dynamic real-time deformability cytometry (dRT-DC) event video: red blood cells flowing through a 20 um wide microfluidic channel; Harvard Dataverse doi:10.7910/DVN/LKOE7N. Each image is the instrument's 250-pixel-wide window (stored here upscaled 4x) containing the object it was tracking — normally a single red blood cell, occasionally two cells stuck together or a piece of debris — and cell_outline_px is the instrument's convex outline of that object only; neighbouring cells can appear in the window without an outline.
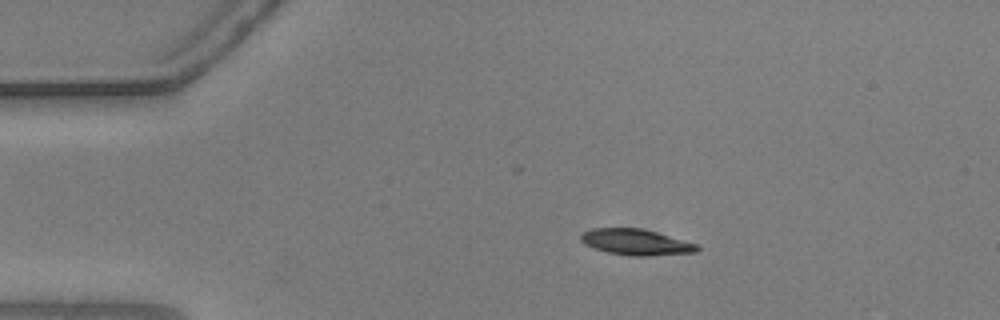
{"species": "common noctule bat (a hibernating species)", "species_latin": "Nyctalus noctula", "temperature_condition": "warm", "stored_images_in_passage": 56, "camera_frame_rate_fps": 3000, "um_per_image_px": 0.085, "animal": {"sex": "male", "body_mass_g": 20.5, "forearm_length_mm": 52.5}, "frame": {"image": 1, "passage_image": 11, "time_ms": 3.333, "image_size_px": [1000, 320], "cell_outline_px": [[700, 248], [696, 252], [648, 256], [632, 256], [608, 252], [584, 244], [580, 240], [580, 236], [584, 232], [592, 228], [640, 228], [656, 232], [700, 244]], "centroid_in_image_um": [54.09, 20.58], "position_along_channel_um": 30.9, "area_um2": 17.57}}
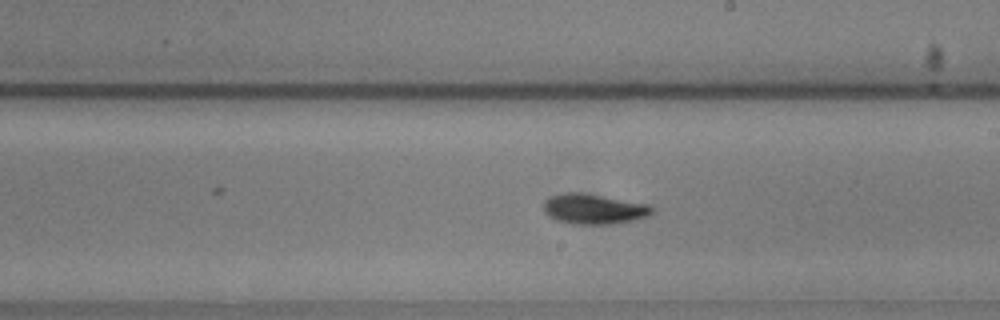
{"frame": {"image": 2, "passage_image": 32, "time_ms": 10.333, "image_size_px": [1000, 320], "cell_outline_px": [[652, 212], [644, 216], [632, 220], [612, 224], [572, 224], [556, 220], [548, 216], [544, 212], [544, 200], [552, 196], [564, 192], [580, 192], [648, 204], [652, 208]], "centroid_in_image_um": [50.4, 17.76], "position_along_channel_um": 238.6, "area_um2": 18.84}}
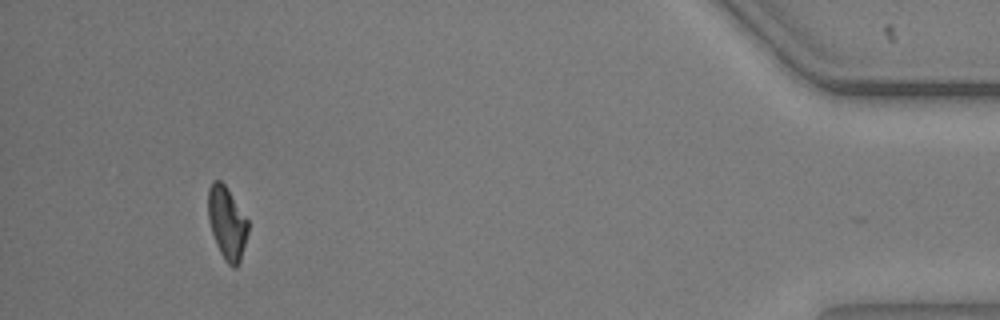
{"frame": {"image": 3, "passage_image": 52, "time_ms": 17.0, "image_size_px": [1000, 320], "cell_outline_px": [[248, 232], [240, 260], [236, 268], [232, 268], [224, 260], [216, 244], [208, 220], [208, 188], [212, 180], [220, 180], [224, 184], [248, 220]], "centroid_in_image_um": [19.28, 18.96], "position_along_channel_um": 415.9, "area_um2": 16.82}, "authors_computed_cell_mechanics": {"area_um2": 17.8602, "velocity_mm_per_s": 3.6758, "shape_relaxation_time_tau1_ms": 3.6902, "shape_relaxation_time_tau2_ms": 5.0808, "deformation_change_tau1": 0.1379, "deformation_change_tau2": 0.0959}}